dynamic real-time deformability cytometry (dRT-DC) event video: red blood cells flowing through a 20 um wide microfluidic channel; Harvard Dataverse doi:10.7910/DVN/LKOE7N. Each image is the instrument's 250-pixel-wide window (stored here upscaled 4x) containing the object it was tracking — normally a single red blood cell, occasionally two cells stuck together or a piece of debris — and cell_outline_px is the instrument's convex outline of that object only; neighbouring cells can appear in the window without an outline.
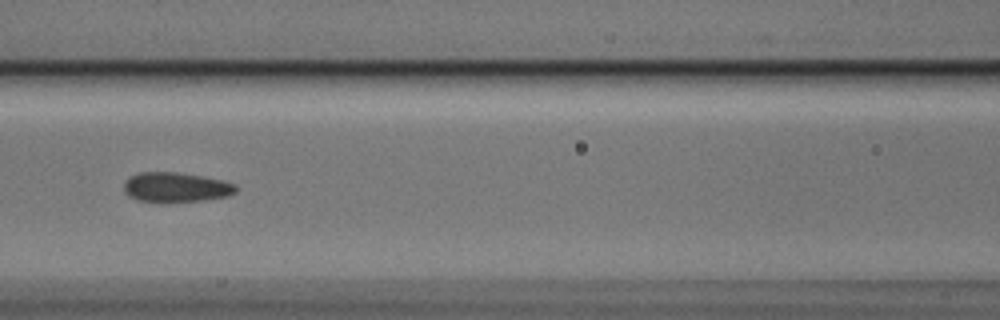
{"species": "Egyptian fruit bat (a non-hibernating species)", "species_latin": "Rousettus aegyptiacus", "temperature_condition": "cold", "stored_images_in_passage": 9, "camera_frame_rate_fps": 3000, "um_per_image_px": 0.085, "animal": {"sex": "male"}, "frame": {"image": 1, "passage_image": 6, "time_ms": 1.667, "image_size_px": [1000, 320], "cell_outline_px": [[236, 192], [228, 196], [204, 200], [164, 204], [136, 200], [128, 196], [124, 192], [124, 180], [128, 176], [140, 172], [176, 172], [204, 176], [224, 180], [236, 184]], "centroid_in_image_um": [14.92, 15.94], "position_along_channel_um": 151.7, "area_um2": 20.17}}
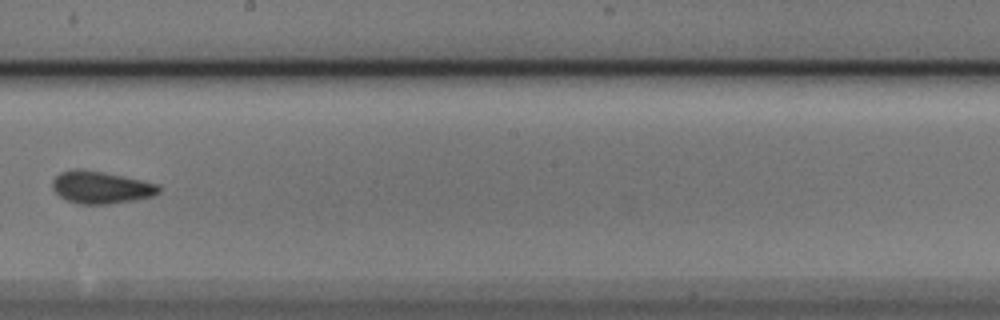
{"frame": {"image": 2, "passage_image": 8, "time_ms": 2.333, "image_size_px": [1000, 320], "cell_outline_px": [[160, 192], [152, 196], [136, 200], [108, 204], [76, 204], [60, 196], [52, 188], [52, 180], [60, 172], [76, 168], [80, 168], [160, 184]], "centroid_in_image_um": [8.57, 15.93], "position_along_channel_um": 239.6, "area_um2": 19.94}}
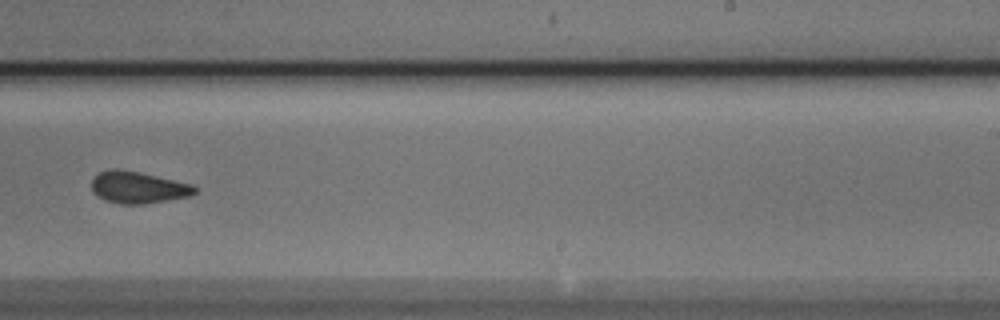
{"frame": {"image": 3, "passage_image": 9, "time_ms": 2.667, "image_size_px": [1000, 320], "cell_outline_px": [[196, 192], [188, 196], [144, 204], [120, 204], [104, 200], [96, 196], [92, 192], [92, 176], [100, 172], [112, 168], [120, 168], [140, 172], [192, 184], [196, 188]], "centroid_in_image_um": [11.67, 15.92], "position_along_channel_um": 277.3, "area_um2": 19.25}}